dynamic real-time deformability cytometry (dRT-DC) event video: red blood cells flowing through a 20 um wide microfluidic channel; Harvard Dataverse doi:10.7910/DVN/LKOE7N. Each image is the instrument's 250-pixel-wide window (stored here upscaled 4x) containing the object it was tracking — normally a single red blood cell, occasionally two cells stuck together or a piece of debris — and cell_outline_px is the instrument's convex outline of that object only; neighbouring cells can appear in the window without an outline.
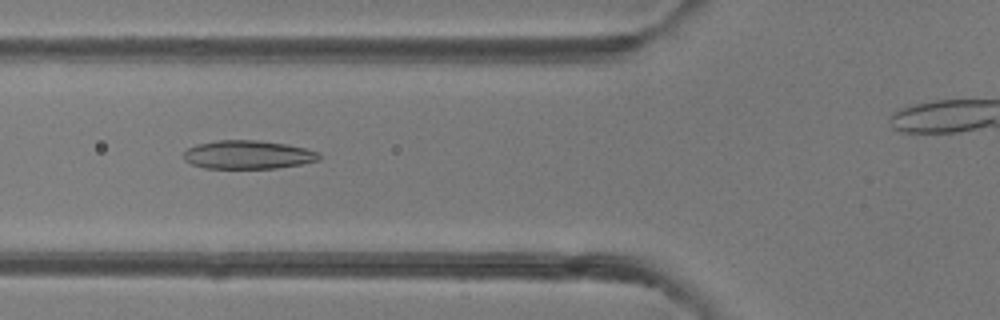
{"species": "common noctule bat (a hibernating species)", "species_latin": "Nyctalus noctula", "temperature_condition": "room temperature", "stored_images_in_passage": 33, "camera_frame_rate_fps": 3000, "um_per_image_px": 0.085, "animal": {"sex": "female"}, "frame": {"image": 1, "passage_image": 9, "time_ms": 2.667, "image_size_px": [1000, 320], "cell_outline_px": [[320, 160], [300, 164], [276, 168], [204, 168], [192, 164], [184, 160], [184, 152], [188, 148], [196, 144], [216, 140], [256, 140], [288, 144], [320, 152]], "centroid_in_image_um": [21.07, 13.14], "position_along_channel_um": 104.7, "area_um2": 22.54}}
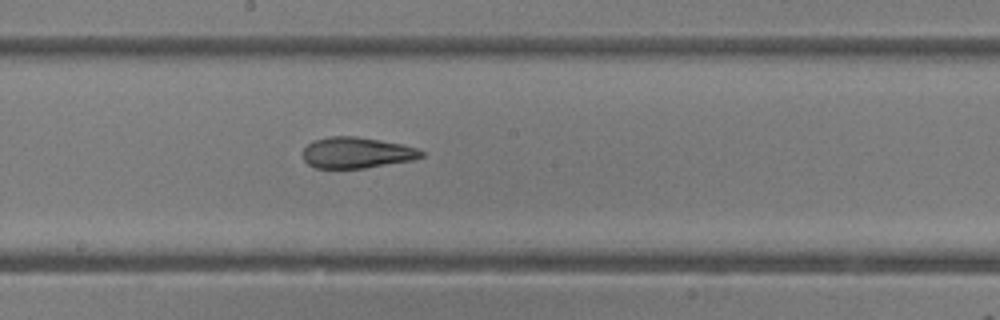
{"frame": {"image": 2, "passage_image": 17, "time_ms": 5.333, "image_size_px": [1000, 320], "cell_outline_px": [[424, 156], [412, 160], [364, 168], [316, 168], [308, 164], [304, 160], [304, 148], [312, 140], [328, 136], [356, 136], [404, 144], [416, 148], [424, 152]], "centroid_in_image_um": [30.32, 12.97], "position_along_channel_um": 217.9, "area_um2": 21.44}}
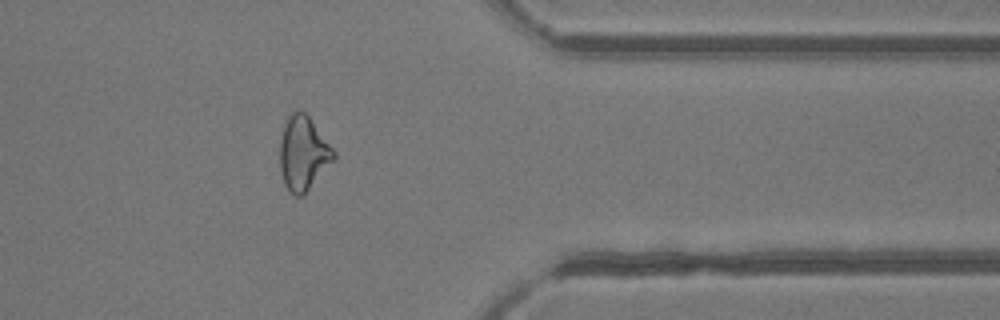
{"frame": {"image": 3, "passage_image": 30, "time_ms": 9.667, "image_size_px": [1000, 320], "cell_outline_px": [[336, 156], [304, 196], [296, 196], [284, 184], [280, 168], [280, 140], [284, 124], [288, 116], [292, 112], [304, 112], [308, 116], [336, 152]], "centroid_in_image_um": [25.76, 13.05], "position_along_channel_um": 385.6, "area_um2": 22.89}}